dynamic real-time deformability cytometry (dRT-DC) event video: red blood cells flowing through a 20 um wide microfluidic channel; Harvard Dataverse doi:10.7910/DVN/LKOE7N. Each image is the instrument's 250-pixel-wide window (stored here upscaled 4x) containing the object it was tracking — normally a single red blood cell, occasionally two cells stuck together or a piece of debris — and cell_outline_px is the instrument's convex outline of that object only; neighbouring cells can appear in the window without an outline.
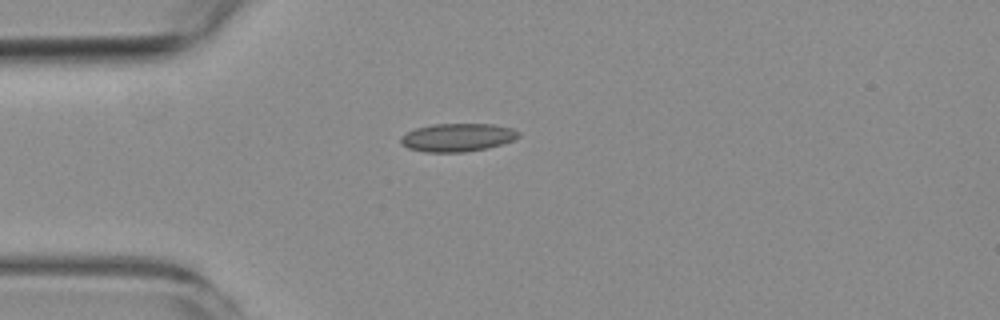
{"species": "common noctule bat (a hibernating species)", "species_latin": "Nyctalus noctula", "temperature_condition": "room temperature", "stored_images_in_passage": 4, "camera_frame_rate_fps": 3000, "um_per_image_px": 0.085, "animal": {"sex": "female", "body_mass_g": 19.3, "forearm_length_mm": 54.1}, "frame": {"image": 1, "passage_image": 1, "time_ms": 0.0, "image_size_px": [1000, 320], "cell_outline_px": [[520, 136], [512, 140], [488, 148], [464, 152], [424, 152], [408, 148], [400, 144], [400, 136], [416, 128], [432, 124], [492, 124], [512, 128], [520, 132]], "centroid_in_image_um": [38.86, 11.68], "position_along_channel_um": 46.1, "area_um2": 19.36}}
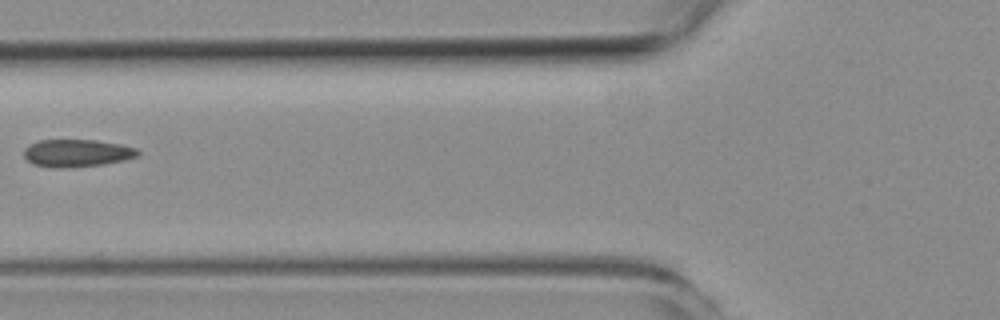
{"frame": {"image": 2, "passage_image": 3, "time_ms": 2.333, "image_size_px": [1000, 320], "cell_outline_px": [[140, 152], [136, 156], [124, 160], [104, 164], [64, 168], [52, 168], [32, 164], [24, 156], [24, 148], [40, 140], [96, 140], [120, 144], [136, 148]], "centroid_in_image_um": [6.52, 13.02], "position_along_channel_um": 119.3, "area_um2": 18.21}}
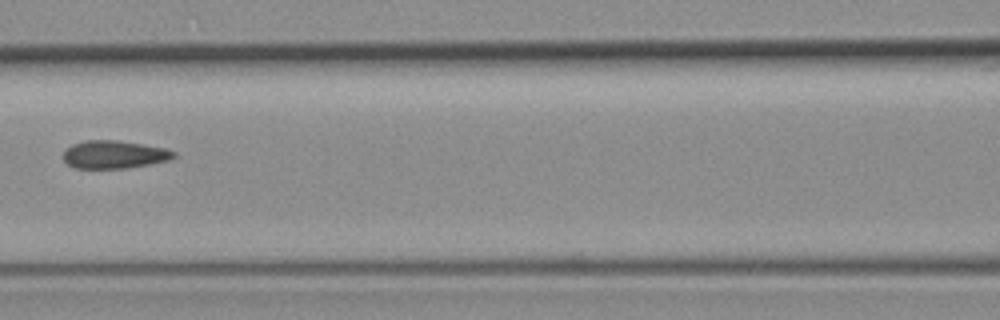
{"frame": {"image": 3, "passage_image": 4, "time_ms": 3.333, "image_size_px": [1000, 320], "cell_outline_px": [[176, 156], [168, 160], [128, 168], [76, 168], [68, 164], [64, 160], [64, 152], [72, 144], [84, 140], [116, 140], [164, 148], [176, 152]], "centroid_in_image_um": [9.69, 13.13], "position_along_channel_um": 156.9, "area_um2": 17.74}}